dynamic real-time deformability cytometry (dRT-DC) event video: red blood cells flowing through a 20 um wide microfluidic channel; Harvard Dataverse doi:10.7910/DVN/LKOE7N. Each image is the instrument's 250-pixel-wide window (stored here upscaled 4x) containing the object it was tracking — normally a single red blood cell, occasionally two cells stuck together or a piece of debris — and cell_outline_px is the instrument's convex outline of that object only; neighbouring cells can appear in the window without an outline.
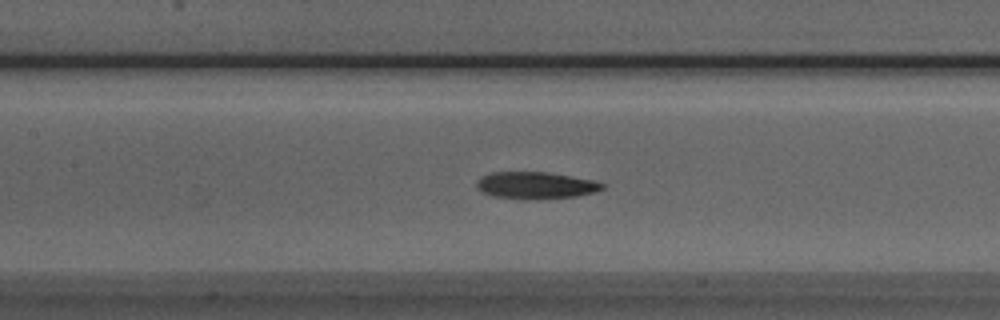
{"species": "Egyptian fruit bat (a non-hibernating species)", "species_latin": "Rousettus aegyptiacus", "temperature_condition": "room temperature", "stored_images_in_passage": 51, "segment_of_instrument_passage": [1, 2], "camera_frame_rate_fps": 3000, "um_per_image_px": 0.085, "animal": {"sex": "male"}, "frame": {"image": 1, "passage_image": 22, "time_ms": 7.0, "image_size_px": [1000, 320], "cell_outline_px": [[608, 184], [604, 188], [596, 192], [576, 196], [528, 200], [492, 196], [476, 188], [476, 180], [480, 176], [492, 172], [548, 172], [596, 180]], "centroid_in_image_um": [45.56, 15.75], "position_along_channel_um": 161.8, "area_um2": 20.11}}
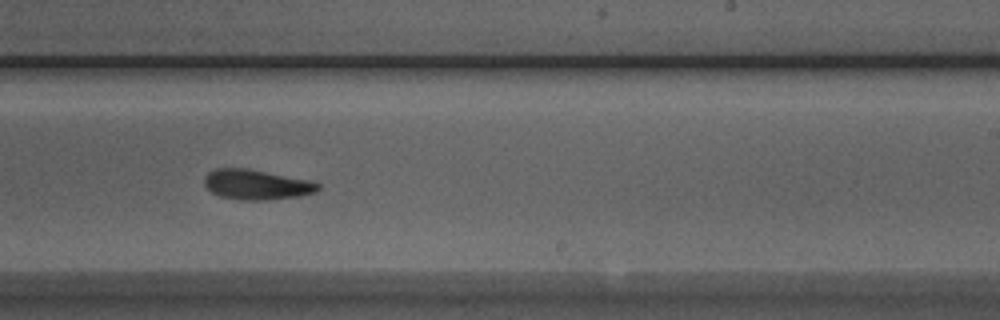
{"frame": {"image": 2, "passage_image": 30, "time_ms": 9.667, "image_size_px": [1000, 320], "cell_outline_px": [[320, 188], [316, 192], [300, 196], [268, 200], [240, 200], [220, 196], [212, 192], [204, 184], [204, 176], [208, 172], [216, 168], [244, 168], [308, 180], [320, 184]], "centroid_in_image_um": [21.78, 15.7], "position_along_channel_um": 267.2, "area_um2": 19.77}}
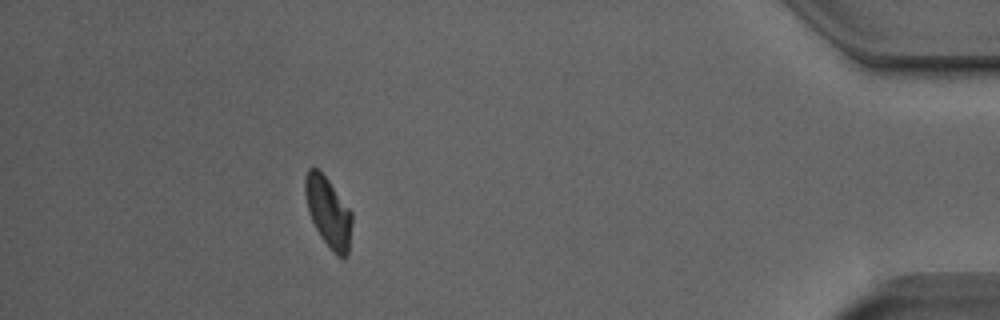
{"frame": {"image": 3, "passage_image": 45, "time_ms": 14.667, "image_size_px": [1000, 320], "cell_outline_px": [[352, 224], [348, 252], [344, 260], [340, 260], [332, 252], [320, 236], [308, 212], [304, 192], [304, 176], [308, 168], [316, 168], [328, 180], [352, 212]], "centroid_in_image_um": [27.9, 18.07], "position_along_channel_um": 407.3, "area_um2": 19.25}}